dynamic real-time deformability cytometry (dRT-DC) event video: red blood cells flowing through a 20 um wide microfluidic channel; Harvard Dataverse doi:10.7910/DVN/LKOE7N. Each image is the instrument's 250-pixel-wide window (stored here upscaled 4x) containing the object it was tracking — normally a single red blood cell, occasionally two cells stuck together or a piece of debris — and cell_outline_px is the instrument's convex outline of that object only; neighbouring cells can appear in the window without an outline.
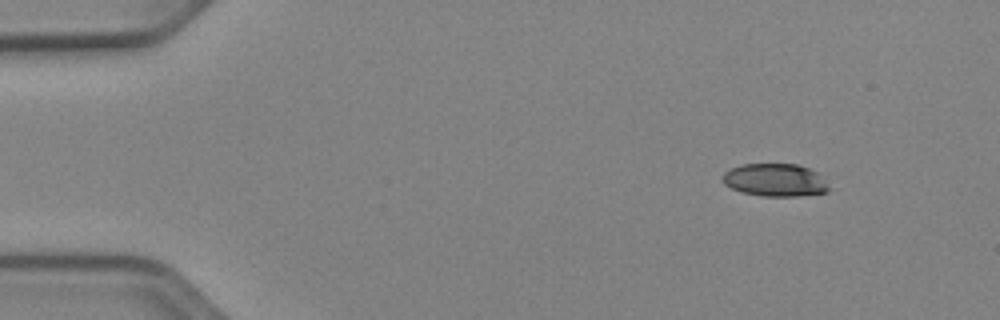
{"species": "Egyptian fruit bat (a non-hibernating species)", "species_latin": "Rousettus aegyptiacus", "temperature_condition": "cold", "stored_images_in_passage": 47, "camera_frame_rate_fps": 3000, "um_per_image_px": 0.085, "animal": {"sex": "female"}, "frame": {"image": 1, "passage_image": 1, "time_ms": 0.0, "image_size_px": [1000, 320], "cell_outline_px": [[832, 188], [828, 192], [796, 196], [764, 196], [740, 192], [724, 184], [720, 180], [720, 176], [724, 172], [732, 168], [744, 164], [796, 164], [808, 168], [816, 172]], "centroid_in_image_um": [65.86, 15.31], "position_along_channel_um": 19.1, "area_um2": 20.4}}
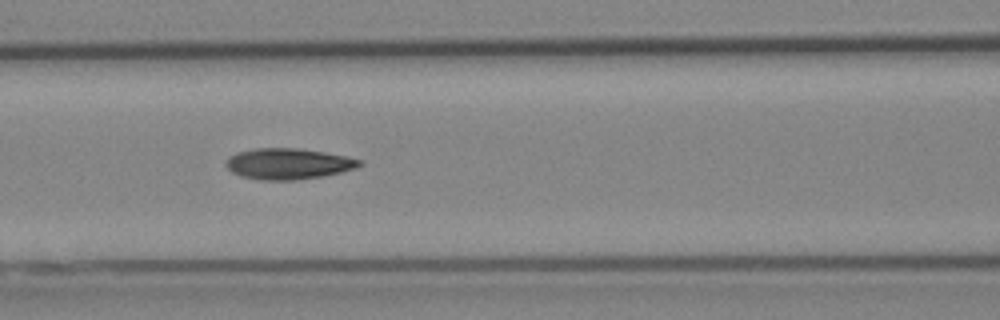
{"frame": {"image": 2, "passage_image": 18, "time_ms": 5.667, "image_size_px": [1000, 320], "cell_outline_px": [[364, 164], [356, 168], [340, 172], [320, 176], [296, 180], [260, 180], [240, 176], [232, 172], [224, 164], [228, 156], [236, 152], [256, 148], [300, 148], [348, 156], [364, 160]], "centroid_in_image_um": [24.5, 13.91], "position_along_channel_um": 142.1, "area_um2": 24.33}}
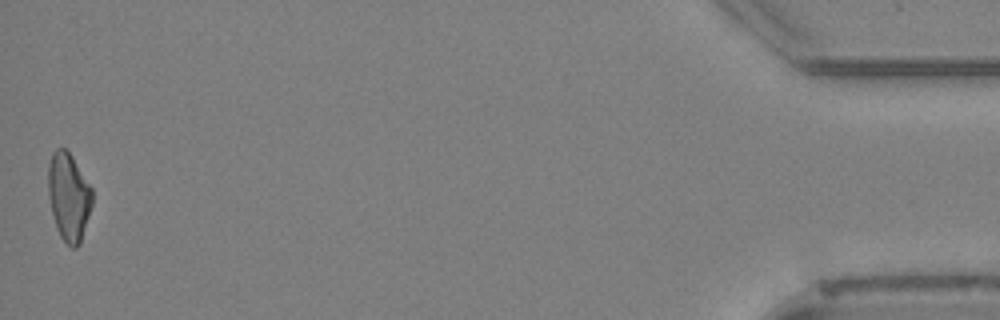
{"frame": {"image": 3, "passage_image": 47, "time_ms": 15.333, "image_size_px": [1000, 320], "cell_outline_px": [[92, 204], [80, 244], [76, 248], [72, 248], [60, 236], [56, 228], [48, 196], [48, 164], [52, 152], [56, 148], [64, 148], [72, 156], [92, 188]], "centroid_in_image_um": [5.83, 16.71], "position_along_channel_um": 429.4, "area_um2": 22.54}, "authors_computed_cell_mechanics": {"area_um2": 22.8888, "velocity_mm_per_s": 3.9295, "shape_relaxation_time_tau1_ms": null, "shape_relaxation_time_tau2_ms": 3.4436, "deformation_change_tau1": null, "deformation_change_tau2": 0.1135}}